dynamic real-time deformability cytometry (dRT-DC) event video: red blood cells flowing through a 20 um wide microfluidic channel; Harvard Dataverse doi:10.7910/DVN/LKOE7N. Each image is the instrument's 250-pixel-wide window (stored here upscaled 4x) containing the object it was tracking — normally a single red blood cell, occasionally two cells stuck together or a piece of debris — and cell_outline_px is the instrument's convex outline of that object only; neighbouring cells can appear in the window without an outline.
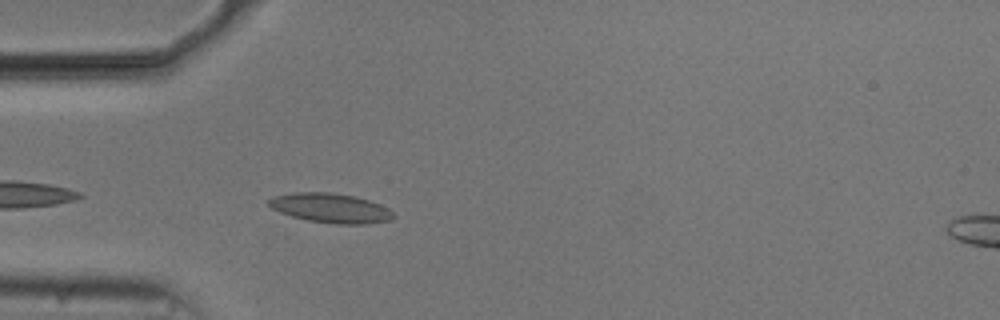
{"species": "common noctule bat (a hibernating species)", "species_latin": "Nyctalus noctula", "temperature_condition": "cold", "stored_images_in_passage": 6, "camera_frame_rate_fps": 3000, "um_per_image_px": 0.085, "animal": {"sex": "male", "body_mass_g": 20.5, "forearm_length_mm": 52.5}, "frame": {"image": 1, "passage_image": 2, "time_ms": 0.333, "image_size_px": [1000, 320], "cell_outline_px": [[392, 220], [368, 224], [336, 224], [308, 220], [292, 216], [280, 212], [272, 208], [268, 204], [268, 200], [272, 196], [292, 192], [328, 192], [356, 196], [380, 204], [388, 208], [392, 212]], "centroid_in_image_um": [28.09, 17.68], "position_along_channel_um": 56.9, "area_um2": 21.44}}